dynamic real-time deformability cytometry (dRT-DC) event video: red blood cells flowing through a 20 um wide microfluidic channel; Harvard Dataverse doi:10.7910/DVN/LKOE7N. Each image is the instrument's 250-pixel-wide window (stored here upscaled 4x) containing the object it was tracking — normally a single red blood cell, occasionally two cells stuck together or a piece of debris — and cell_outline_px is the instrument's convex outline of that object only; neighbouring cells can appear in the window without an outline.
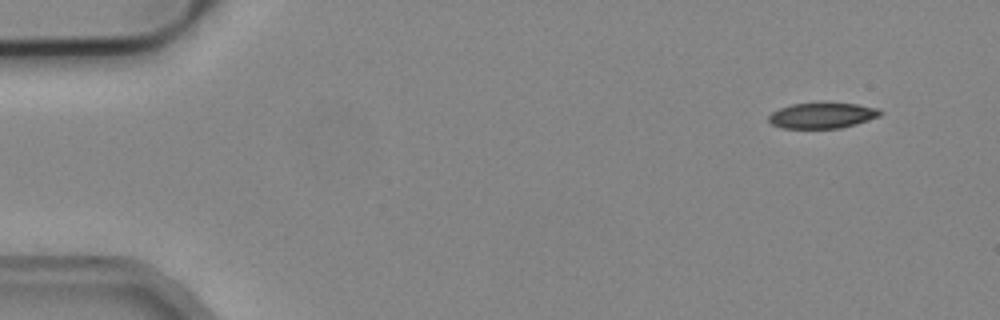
{"species": "common noctule bat (a hibernating species)", "species_latin": "Nyctalus noctula", "temperature_condition": "cold", "stored_images_in_passage": 4, "camera_frame_rate_fps": 3000, "um_per_image_px": 0.085, "animal": {"sex": "male", "body_mass_g": 19.2, "forearm_length_mm": 51.8}, "frame": {"image": 1, "passage_image": 1, "time_ms": 0.0, "image_size_px": [1000, 320], "cell_outline_px": [[880, 116], [856, 124], [840, 128], [780, 128], [772, 124], [768, 120], [768, 116], [772, 112], [780, 108], [792, 104], [820, 100], [824, 100], [856, 104], [880, 108]], "centroid_in_image_um": [69.88, 9.77], "position_along_channel_um": 15.1, "area_um2": 17.34}}
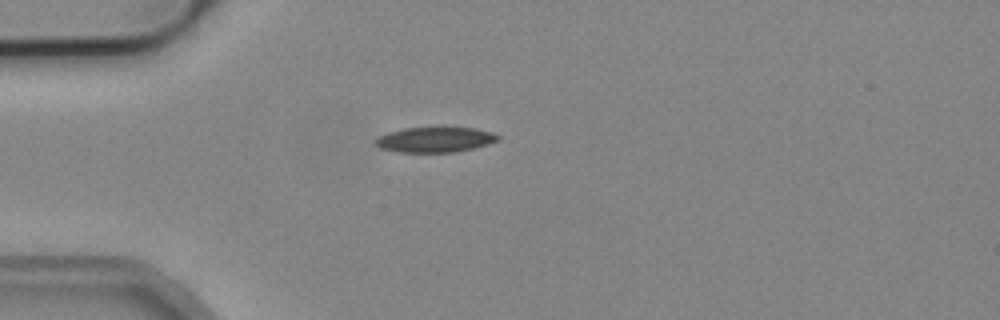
{"frame": {"image": 2, "passage_image": 3, "time_ms": 0.667, "image_size_px": [1000, 320], "cell_outline_px": [[500, 140], [488, 144], [456, 152], [400, 152], [380, 148], [376, 144], [376, 140], [380, 136], [388, 132], [404, 128], [440, 124], [476, 128], [492, 132], [500, 136]], "centroid_in_image_um": [37.04, 11.81], "position_along_channel_um": 48.0, "area_um2": 18.84}}